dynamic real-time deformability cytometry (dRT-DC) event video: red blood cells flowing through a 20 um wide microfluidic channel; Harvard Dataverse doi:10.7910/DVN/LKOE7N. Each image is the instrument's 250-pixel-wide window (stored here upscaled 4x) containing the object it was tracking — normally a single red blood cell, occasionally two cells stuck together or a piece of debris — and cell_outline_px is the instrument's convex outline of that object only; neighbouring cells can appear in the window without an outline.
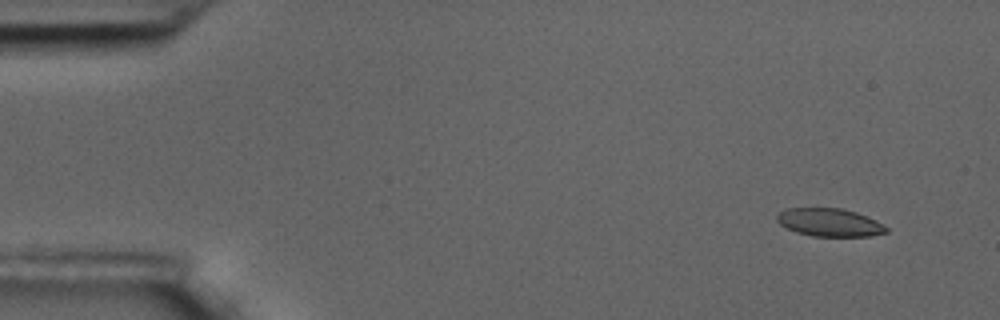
{"species": "common noctule bat (a hibernating species)", "species_latin": "Nyctalus noctula", "temperature_condition": "room temperature", "stored_images_in_passage": 14, "camera_frame_rate_fps": 3000, "um_per_image_px": 0.085, "animal": {"sex": "male", "body_mass_g": 17.5, "forearm_length_mm": 52.3}, "frame": {"image": 1, "passage_image": 4, "time_ms": 1.0, "image_size_px": [1000, 320], "cell_outline_px": [[888, 232], [872, 236], [812, 236], [796, 232], [780, 224], [776, 220], [776, 216], [784, 208], [844, 208], [868, 216], [884, 224], [888, 228]], "centroid_in_image_um": [70.54, 18.9], "position_along_channel_um": 14.5, "area_um2": 18.03}}